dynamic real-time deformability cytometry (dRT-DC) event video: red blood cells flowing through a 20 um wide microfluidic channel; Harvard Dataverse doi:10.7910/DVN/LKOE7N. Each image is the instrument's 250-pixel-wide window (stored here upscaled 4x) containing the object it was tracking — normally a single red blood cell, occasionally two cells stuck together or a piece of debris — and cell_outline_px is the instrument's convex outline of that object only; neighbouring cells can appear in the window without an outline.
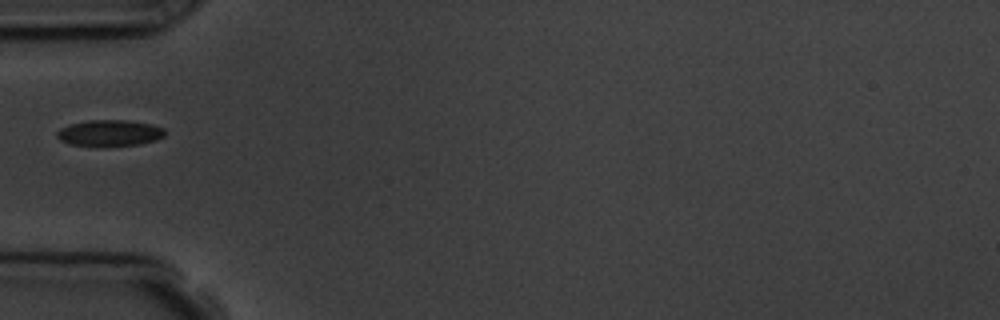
{"species": "common noctule bat (a hibernating species)", "species_latin": "Nyctalus noctula", "temperature_condition": "room temperature", "stored_images_in_passage": 6, "camera_frame_rate_fps": 3000, "um_per_image_px": 0.085, "animal": {"sex": "male", "body_mass_g": 19.5, "forearm_length_mm": 54.6}, "frame": {"image": 1, "passage_image": 6, "time_ms": 5.667, "image_size_px": [1000, 320], "cell_outline_px": [[164, 136], [156, 140], [140, 144], [68, 144], [60, 140], [56, 136], [56, 132], [60, 128], [68, 124], [88, 120], [128, 120], [152, 124], [164, 128]], "centroid_in_image_um": [9.31, 11.26], "position_along_channel_um": 75.7, "area_um2": 16.07}}